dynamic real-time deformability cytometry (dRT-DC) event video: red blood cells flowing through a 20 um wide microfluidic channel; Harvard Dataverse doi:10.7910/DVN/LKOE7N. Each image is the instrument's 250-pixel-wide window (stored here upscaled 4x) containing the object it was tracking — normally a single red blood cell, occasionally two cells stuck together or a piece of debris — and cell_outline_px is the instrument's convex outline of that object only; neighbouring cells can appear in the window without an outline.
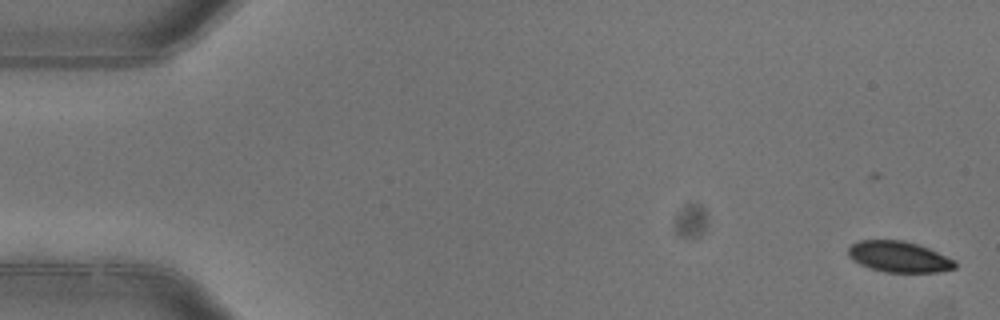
{"species": "common noctule bat (a hibernating species)", "species_latin": "Nyctalus noctula", "temperature_condition": "warm", "stored_images_in_passage": 3, "camera_frame_rate_fps": 3000, "um_per_image_px": 0.085, "animal": {"sex": "female"}, "frame": {"image": 1, "passage_image": 1, "time_ms": 0.0, "image_size_px": [1000, 320], "cell_outline_px": [[956, 268], [940, 272], [884, 272], [868, 268], [852, 260], [848, 256], [848, 248], [852, 244], [860, 240], [904, 240], [928, 248], [956, 260]], "centroid_in_image_um": [76.4, 21.83], "position_along_channel_um": 8.6, "area_um2": 19.36}}
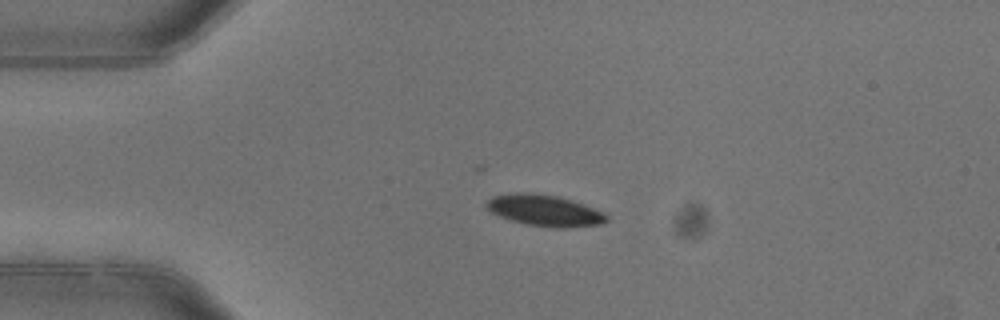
{"frame": {"image": 2, "passage_image": 3, "time_ms": 0.667, "image_size_px": [1000, 320], "cell_outline_px": [[608, 220], [600, 224], [568, 228], [556, 228], [528, 224], [512, 220], [500, 216], [492, 212], [484, 204], [492, 196], [516, 192], [532, 192], [556, 196], [572, 200], [584, 204], [604, 212], [608, 216]], "centroid_in_image_um": [46.31, 17.88], "position_along_channel_um": 38.7, "area_um2": 21.85}}